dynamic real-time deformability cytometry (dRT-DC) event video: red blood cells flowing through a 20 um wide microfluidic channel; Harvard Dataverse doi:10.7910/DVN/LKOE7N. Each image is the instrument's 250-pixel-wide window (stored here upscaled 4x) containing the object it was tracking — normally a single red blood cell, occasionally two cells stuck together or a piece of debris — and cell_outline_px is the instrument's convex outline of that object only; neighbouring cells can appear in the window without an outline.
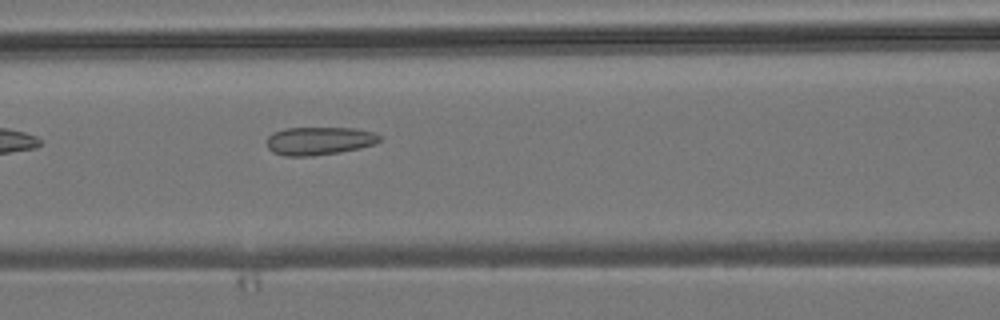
{"species": "common noctule bat (a hibernating species)", "species_latin": "Nyctalus noctula", "temperature_condition": "room temperature", "stored_images_in_passage": 6, "camera_frame_rate_fps": 3000, "um_per_image_px": 0.085, "animal": {"sex": "male", "body_mass_g": 19.2, "forearm_length_mm": 51.8}, "frame": {"image": 1, "passage_image": 6, "time_ms": 6.0, "image_size_px": [1000, 320], "cell_outline_px": [[380, 140], [372, 144], [360, 148], [340, 152], [312, 156], [284, 156], [272, 152], [268, 148], [268, 136], [272, 132], [284, 128], [356, 128], [372, 132], [380, 136]], "centroid_in_image_um": [27.09, 11.97], "position_along_channel_um": 139.5, "area_um2": 18.44}}